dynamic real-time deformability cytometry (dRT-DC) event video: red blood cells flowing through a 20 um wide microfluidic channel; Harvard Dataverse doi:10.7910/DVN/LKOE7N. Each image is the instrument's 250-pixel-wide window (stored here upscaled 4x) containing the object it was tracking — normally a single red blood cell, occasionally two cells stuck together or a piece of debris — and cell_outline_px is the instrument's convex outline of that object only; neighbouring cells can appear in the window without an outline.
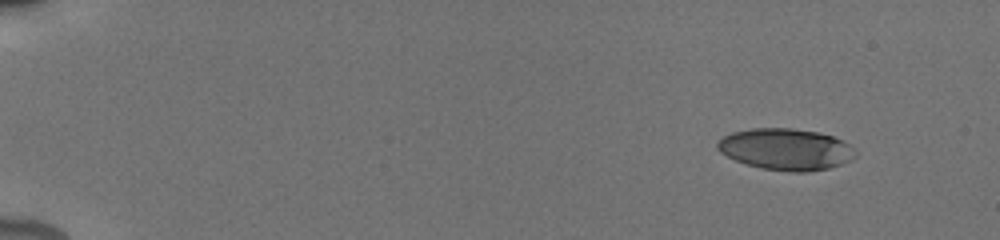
{"species": "human", "species_latin": "Homo sapiens", "temperature_condition": "cold", "stored_images_in_passage": 5, "camera_frame_rate_fps": 3000, "um_per_image_px": 0.085, "donor": {"sex": "male"}, "frame": {"image": 1, "passage_image": 1, "time_ms": 0.0, "image_size_px": [1000, 240], "cell_outline_px": [[856, 156], [852, 160], [828, 168], [808, 172], [792, 172], [760, 168], [736, 160], [720, 152], [716, 148], [716, 144], [724, 136], [732, 132], [752, 128], [792, 128], [820, 132], [844, 140], [856, 152]], "centroid_in_image_um": [66.81, 12.68], "position_along_channel_um": 18.2, "area_um2": 33.41}}
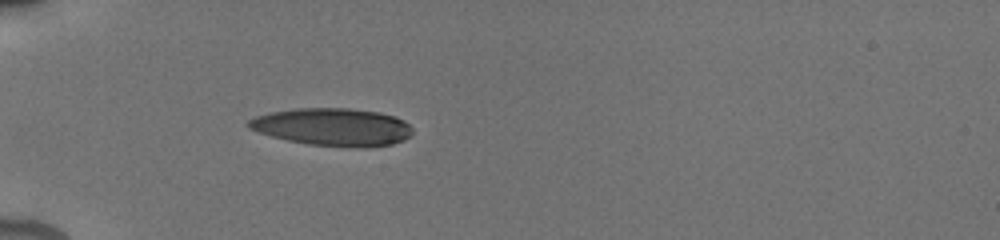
{"frame": {"image": 2, "passage_image": 5, "time_ms": 4.333, "image_size_px": [1000, 240], "cell_outline_px": [[412, 132], [404, 140], [392, 144], [364, 148], [308, 144], [288, 140], [272, 136], [248, 128], [244, 124], [248, 120], [256, 116], [272, 112], [296, 108], [348, 108], [380, 112], [396, 116], [404, 120], [412, 128]], "centroid_in_image_um": [28.29, 10.79], "position_along_channel_um": 56.7, "area_um2": 36.01}}